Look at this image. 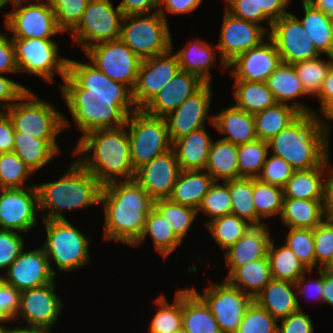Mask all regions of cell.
Instances as JSON below:
<instances>
[{"instance_id":"obj_53","label":"cell","mask_w":333,"mask_h":333,"mask_svg":"<svg viewBox=\"0 0 333 333\" xmlns=\"http://www.w3.org/2000/svg\"><path fill=\"white\" fill-rule=\"evenodd\" d=\"M277 324L269 312L252 301L235 333H277Z\"/></svg>"},{"instance_id":"obj_63","label":"cell","mask_w":333,"mask_h":333,"mask_svg":"<svg viewBox=\"0 0 333 333\" xmlns=\"http://www.w3.org/2000/svg\"><path fill=\"white\" fill-rule=\"evenodd\" d=\"M15 47L12 37L7 33H0V74L17 73Z\"/></svg>"},{"instance_id":"obj_51","label":"cell","mask_w":333,"mask_h":333,"mask_svg":"<svg viewBox=\"0 0 333 333\" xmlns=\"http://www.w3.org/2000/svg\"><path fill=\"white\" fill-rule=\"evenodd\" d=\"M221 184L220 181L219 183L214 182L197 210L198 214L202 212L209 216V219L204 221L205 225L215 218L231 214L232 200L229 193V181Z\"/></svg>"},{"instance_id":"obj_40","label":"cell","mask_w":333,"mask_h":333,"mask_svg":"<svg viewBox=\"0 0 333 333\" xmlns=\"http://www.w3.org/2000/svg\"><path fill=\"white\" fill-rule=\"evenodd\" d=\"M301 114L296 108L283 103H276L263 111L257 112L254 114L257 138L262 141H269Z\"/></svg>"},{"instance_id":"obj_49","label":"cell","mask_w":333,"mask_h":333,"mask_svg":"<svg viewBox=\"0 0 333 333\" xmlns=\"http://www.w3.org/2000/svg\"><path fill=\"white\" fill-rule=\"evenodd\" d=\"M238 168L241 178L256 179L269 153L268 143L257 139L238 146Z\"/></svg>"},{"instance_id":"obj_17","label":"cell","mask_w":333,"mask_h":333,"mask_svg":"<svg viewBox=\"0 0 333 333\" xmlns=\"http://www.w3.org/2000/svg\"><path fill=\"white\" fill-rule=\"evenodd\" d=\"M269 37L276 45L281 62L294 64L322 56L299 18L290 12L273 22Z\"/></svg>"},{"instance_id":"obj_7","label":"cell","mask_w":333,"mask_h":333,"mask_svg":"<svg viewBox=\"0 0 333 333\" xmlns=\"http://www.w3.org/2000/svg\"><path fill=\"white\" fill-rule=\"evenodd\" d=\"M20 136L57 139L70 121L49 101L39 99L30 89L5 111Z\"/></svg>"},{"instance_id":"obj_10","label":"cell","mask_w":333,"mask_h":333,"mask_svg":"<svg viewBox=\"0 0 333 333\" xmlns=\"http://www.w3.org/2000/svg\"><path fill=\"white\" fill-rule=\"evenodd\" d=\"M18 73H29L50 84L56 74L67 76L68 58L59 56L58 43L53 39L12 38Z\"/></svg>"},{"instance_id":"obj_2","label":"cell","mask_w":333,"mask_h":333,"mask_svg":"<svg viewBox=\"0 0 333 333\" xmlns=\"http://www.w3.org/2000/svg\"><path fill=\"white\" fill-rule=\"evenodd\" d=\"M153 202L135 179L103 186L104 239L133 246L143 233Z\"/></svg>"},{"instance_id":"obj_55","label":"cell","mask_w":333,"mask_h":333,"mask_svg":"<svg viewBox=\"0 0 333 333\" xmlns=\"http://www.w3.org/2000/svg\"><path fill=\"white\" fill-rule=\"evenodd\" d=\"M316 269L333 263V224L323 221L313 229Z\"/></svg>"},{"instance_id":"obj_74","label":"cell","mask_w":333,"mask_h":333,"mask_svg":"<svg viewBox=\"0 0 333 333\" xmlns=\"http://www.w3.org/2000/svg\"><path fill=\"white\" fill-rule=\"evenodd\" d=\"M10 321H4L0 320V333H10L11 328H7V326L4 325V323H8Z\"/></svg>"},{"instance_id":"obj_59","label":"cell","mask_w":333,"mask_h":333,"mask_svg":"<svg viewBox=\"0 0 333 333\" xmlns=\"http://www.w3.org/2000/svg\"><path fill=\"white\" fill-rule=\"evenodd\" d=\"M19 303L20 291L0 279V320L13 322Z\"/></svg>"},{"instance_id":"obj_35","label":"cell","mask_w":333,"mask_h":333,"mask_svg":"<svg viewBox=\"0 0 333 333\" xmlns=\"http://www.w3.org/2000/svg\"><path fill=\"white\" fill-rule=\"evenodd\" d=\"M304 17L299 19L317 50L323 55L333 56L332 18L323 11L302 0Z\"/></svg>"},{"instance_id":"obj_31","label":"cell","mask_w":333,"mask_h":333,"mask_svg":"<svg viewBox=\"0 0 333 333\" xmlns=\"http://www.w3.org/2000/svg\"><path fill=\"white\" fill-rule=\"evenodd\" d=\"M216 50L217 47L211 46L208 42L196 38L190 40L185 47L177 52L180 70L190 72L198 76L203 82L211 83V69L216 65ZM215 51V52H214Z\"/></svg>"},{"instance_id":"obj_33","label":"cell","mask_w":333,"mask_h":333,"mask_svg":"<svg viewBox=\"0 0 333 333\" xmlns=\"http://www.w3.org/2000/svg\"><path fill=\"white\" fill-rule=\"evenodd\" d=\"M58 145L56 139H37L20 136V132H15L13 152L34 174L60 155L61 150Z\"/></svg>"},{"instance_id":"obj_38","label":"cell","mask_w":333,"mask_h":333,"mask_svg":"<svg viewBox=\"0 0 333 333\" xmlns=\"http://www.w3.org/2000/svg\"><path fill=\"white\" fill-rule=\"evenodd\" d=\"M238 146L231 142L218 139L212 141L208 162L205 168L215 182L240 179L238 168Z\"/></svg>"},{"instance_id":"obj_39","label":"cell","mask_w":333,"mask_h":333,"mask_svg":"<svg viewBox=\"0 0 333 333\" xmlns=\"http://www.w3.org/2000/svg\"><path fill=\"white\" fill-rule=\"evenodd\" d=\"M146 236L152 238L155 251L163 259L168 258L167 256L182 244V241L175 235L165 218L154 207L149 211L143 233L133 247L142 244L146 240Z\"/></svg>"},{"instance_id":"obj_25","label":"cell","mask_w":333,"mask_h":333,"mask_svg":"<svg viewBox=\"0 0 333 333\" xmlns=\"http://www.w3.org/2000/svg\"><path fill=\"white\" fill-rule=\"evenodd\" d=\"M267 224L251 225L244 235L231 247L224 251L228 277L237 267L249 262L268 257V249L272 240Z\"/></svg>"},{"instance_id":"obj_57","label":"cell","mask_w":333,"mask_h":333,"mask_svg":"<svg viewBox=\"0 0 333 333\" xmlns=\"http://www.w3.org/2000/svg\"><path fill=\"white\" fill-rule=\"evenodd\" d=\"M225 9L235 17L260 25L266 23L270 32L273 22L262 12L258 11L257 0H224ZM269 27V28H268ZM269 29V30H268Z\"/></svg>"},{"instance_id":"obj_69","label":"cell","mask_w":333,"mask_h":333,"mask_svg":"<svg viewBox=\"0 0 333 333\" xmlns=\"http://www.w3.org/2000/svg\"><path fill=\"white\" fill-rule=\"evenodd\" d=\"M315 98L320 100V109L333 98V63L328 71V74L324 81L320 92L316 95Z\"/></svg>"},{"instance_id":"obj_4","label":"cell","mask_w":333,"mask_h":333,"mask_svg":"<svg viewBox=\"0 0 333 333\" xmlns=\"http://www.w3.org/2000/svg\"><path fill=\"white\" fill-rule=\"evenodd\" d=\"M267 143L269 153L295 171L314 169L329 157V138L318 113H302Z\"/></svg>"},{"instance_id":"obj_18","label":"cell","mask_w":333,"mask_h":333,"mask_svg":"<svg viewBox=\"0 0 333 333\" xmlns=\"http://www.w3.org/2000/svg\"><path fill=\"white\" fill-rule=\"evenodd\" d=\"M37 187L0 188V229L26 233L37 223Z\"/></svg>"},{"instance_id":"obj_32","label":"cell","mask_w":333,"mask_h":333,"mask_svg":"<svg viewBox=\"0 0 333 333\" xmlns=\"http://www.w3.org/2000/svg\"><path fill=\"white\" fill-rule=\"evenodd\" d=\"M214 182L205 170H181L169 199L198 210Z\"/></svg>"},{"instance_id":"obj_41","label":"cell","mask_w":333,"mask_h":333,"mask_svg":"<svg viewBox=\"0 0 333 333\" xmlns=\"http://www.w3.org/2000/svg\"><path fill=\"white\" fill-rule=\"evenodd\" d=\"M235 106L249 114H256L277 103L266 82L234 80Z\"/></svg>"},{"instance_id":"obj_50","label":"cell","mask_w":333,"mask_h":333,"mask_svg":"<svg viewBox=\"0 0 333 333\" xmlns=\"http://www.w3.org/2000/svg\"><path fill=\"white\" fill-rule=\"evenodd\" d=\"M33 175L13 151L0 153V188H27L36 186L26 181ZM26 183V184H25Z\"/></svg>"},{"instance_id":"obj_72","label":"cell","mask_w":333,"mask_h":333,"mask_svg":"<svg viewBox=\"0 0 333 333\" xmlns=\"http://www.w3.org/2000/svg\"><path fill=\"white\" fill-rule=\"evenodd\" d=\"M313 7L323 11L325 14L333 17V0H306Z\"/></svg>"},{"instance_id":"obj_44","label":"cell","mask_w":333,"mask_h":333,"mask_svg":"<svg viewBox=\"0 0 333 333\" xmlns=\"http://www.w3.org/2000/svg\"><path fill=\"white\" fill-rule=\"evenodd\" d=\"M253 200L257 213V225L265 224L266 222L262 218L281 216L284 200L283 188L253 178Z\"/></svg>"},{"instance_id":"obj_46","label":"cell","mask_w":333,"mask_h":333,"mask_svg":"<svg viewBox=\"0 0 333 333\" xmlns=\"http://www.w3.org/2000/svg\"><path fill=\"white\" fill-rule=\"evenodd\" d=\"M250 226L246 220L231 213L213 219L205 227L219 247L225 251L235 244Z\"/></svg>"},{"instance_id":"obj_61","label":"cell","mask_w":333,"mask_h":333,"mask_svg":"<svg viewBox=\"0 0 333 333\" xmlns=\"http://www.w3.org/2000/svg\"><path fill=\"white\" fill-rule=\"evenodd\" d=\"M277 333H314L313 321L303 310L278 321Z\"/></svg>"},{"instance_id":"obj_68","label":"cell","mask_w":333,"mask_h":333,"mask_svg":"<svg viewBox=\"0 0 333 333\" xmlns=\"http://www.w3.org/2000/svg\"><path fill=\"white\" fill-rule=\"evenodd\" d=\"M324 221L333 224V170L327 181L325 193H324Z\"/></svg>"},{"instance_id":"obj_54","label":"cell","mask_w":333,"mask_h":333,"mask_svg":"<svg viewBox=\"0 0 333 333\" xmlns=\"http://www.w3.org/2000/svg\"><path fill=\"white\" fill-rule=\"evenodd\" d=\"M55 13L57 26L70 32L81 20L89 0H47Z\"/></svg>"},{"instance_id":"obj_48","label":"cell","mask_w":333,"mask_h":333,"mask_svg":"<svg viewBox=\"0 0 333 333\" xmlns=\"http://www.w3.org/2000/svg\"><path fill=\"white\" fill-rule=\"evenodd\" d=\"M328 57V61L320 56L312 60L299 61L293 64L305 92L310 97H315L320 92L322 82L333 63V56Z\"/></svg>"},{"instance_id":"obj_28","label":"cell","mask_w":333,"mask_h":333,"mask_svg":"<svg viewBox=\"0 0 333 333\" xmlns=\"http://www.w3.org/2000/svg\"><path fill=\"white\" fill-rule=\"evenodd\" d=\"M266 84L272 91L277 103L291 105L301 113H317L311 107L297 101L296 98L305 97V92L293 64L281 62L268 77ZM293 102L292 104L288 102Z\"/></svg>"},{"instance_id":"obj_56","label":"cell","mask_w":333,"mask_h":333,"mask_svg":"<svg viewBox=\"0 0 333 333\" xmlns=\"http://www.w3.org/2000/svg\"><path fill=\"white\" fill-rule=\"evenodd\" d=\"M294 171L286 160L268 153L257 179L263 183L283 188Z\"/></svg>"},{"instance_id":"obj_75","label":"cell","mask_w":333,"mask_h":333,"mask_svg":"<svg viewBox=\"0 0 333 333\" xmlns=\"http://www.w3.org/2000/svg\"><path fill=\"white\" fill-rule=\"evenodd\" d=\"M9 4L7 0H0V10L6 7Z\"/></svg>"},{"instance_id":"obj_11","label":"cell","mask_w":333,"mask_h":333,"mask_svg":"<svg viewBox=\"0 0 333 333\" xmlns=\"http://www.w3.org/2000/svg\"><path fill=\"white\" fill-rule=\"evenodd\" d=\"M13 9L5 13V29L12 38L53 39L64 32L57 26L55 13L47 0H15Z\"/></svg>"},{"instance_id":"obj_47","label":"cell","mask_w":333,"mask_h":333,"mask_svg":"<svg viewBox=\"0 0 333 333\" xmlns=\"http://www.w3.org/2000/svg\"><path fill=\"white\" fill-rule=\"evenodd\" d=\"M229 193L232 200L231 213L257 225V213L253 200V178L229 180Z\"/></svg>"},{"instance_id":"obj_21","label":"cell","mask_w":333,"mask_h":333,"mask_svg":"<svg viewBox=\"0 0 333 333\" xmlns=\"http://www.w3.org/2000/svg\"><path fill=\"white\" fill-rule=\"evenodd\" d=\"M8 267L0 279L18 291L44 286L56 279L42 247L25 250Z\"/></svg>"},{"instance_id":"obj_64","label":"cell","mask_w":333,"mask_h":333,"mask_svg":"<svg viewBox=\"0 0 333 333\" xmlns=\"http://www.w3.org/2000/svg\"><path fill=\"white\" fill-rule=\"evenodd\" d=\"M203 0H160L158 12L167 20L166 13L187 14L196 11Z\"/></svg>"},{"instance_id":"obj_14","label":"cell","mask_w":333,"mask_h":333,"mask_svg":"<svg viewBox=\"0 0 333 333\" xmlns=\"http://www.w3.org/2000/svg\"><path fill=\"white\" fill-rule=\"evenodd\" d=\"M84 54L110 79L133 90L142 60L120 39L95 44Z\"/></svg>"},{"instance_id":"obj_12","label":"cell","mask_w":333,"mask_h":333,"mask_svg":"<svg viewBox=\"0 0 333 333\" xmlns=\"http://www.w3.org/2000/svg\"><path fill=\"white\" fill-rule=\"evenodd\" d=\"M113 6L110 0H89L81 20L69 32L83 52L95 44L119 39L124 15Z\"/></svg>"},{"instance_id":"obj_43","label":"cell","mask_w":333,"mask_h":333,"mask_svg":"<svg viewBox=\"0 0 333 333\" xmlns=\"http://www.w3.org/2000/svg\"><path fill=\"white\" fill-rule=\"evenodd\" d=\"M154 303L158 310L149 323V333H174L182 328V288L176 291L173 303L165 294H160Z\"/></svg>"},{"instance_id":"obj_19","label":"cell","mask_w":333,"mask_h":333,"mask_svg":"<svg viewBox=\"0 0 333 333\" xmlns=\"http://www.w3.org/2000/svg\"><path fill=\"white\" fill-rule=\"evenodd\" d=\"M211 89V83H205L177 109L164 117L171 142L204 127L207 120L210 125H213V114H209L213 98Z\"/></svg>"},{"instance_id":"obj_42","label":"cell","mask_w":333,"mask_h":333,"mask_svg":"<svg viewBox=\"0 0 333 333\" xmlns=\"http://www.w3.org/2000/svg\"><path fill=\"white\" fill-rule=\"evenodd\" d=\"M274 243L272 238L268 249L272 279L295 283L304 273H312L286 244L276 246Z\"/></svg>"},{"instance_id":"obj_45","label":"cell","mask_w":333,"mask_h":333,"mask_svg":"<svg viewBox=\"0 0 333 333\" xmlns=\"http://www.w3.org/2000/svg\"><path fill=\"white\" fill-rule=\"evenodd\" d=\"M153 207L165 218L175 235L183 242L197 218V210L178 204L169 198L154 201Z\"/></svg>"},{"instance_id":"obj_62","label":"cell","mask_w":333,"mask_h":333,"mask_svg":"<svg viewBox=\"0 0 333 333\" xmlns=\"http://www.w3.org/2000/svg\"><path fill=\"white\" fill-rule=\"evenodd\" d=\"M27 90V87L14 80L9 79L4 74H0V107L1 112L10 108ZM4 103V104H3Z\"/></svg>"},{"instance_id":"obj_5","label":"cell","mask_w":333,"mask_h":333,"mask_svg":"<svg viewBox=\"0 0 333 333\" xmlns=\"http://www.w3.org/2000/svg\"><path fill=\"white\" fill-rule=\"evenodd\" d=\"M67 169L55 181L36 184L42 220H66L65 211L100 205L99 181L76 159Z\"/></svg>"},{"instance_id":"obj_3","label":"cell","mask_w":333,"mask_h":333,"mask_svg":"<svg viewBox=\"0 0 333 333\" xmlns=\"http://www.w3.org/2000/svg\"><path fill=\"white\" fill-rule=\"evenodd\" d=\"M73 150L71 153L74 158L78 157L76 161L102 186L135 177L125 125L87 133L80 137Z\"/></svg>"},{"instance_id":"obj_60","label":"cell","mask_w":333,"mask_h":333,"mask_svg":"<svg viewBox=\"0 0 333 333\" xmlns=\"http://www.w3.org/2000/svg\"><path fill=\"white\" fill-rule=\"evenodd\" d=\"M318 277L314 280H306L307 273H304L301 277H299L295 282L296 294H297V302L300 310H303L301 304L299 302V298L308 297L312 299V301L322 302L323 300V268L318 269ZM307 281V282H306ZM306 295V296H305ZM300 296V297H299Z\"/></svg>"},{"instance_id":"obj_77","label":"cell","mask_w":333,"mask_h":333,"mask_svg":"<svg viewBox=\"0 0 333 333\" xmlns=\"http://www.w3.org/2000/svg\"><path fill=\"white\" fill-rule=\"evenodd\" d=\"M328 268L333 271V263Z\"/></svg>"},{"instance_id":"obj_29","label":"cell","mask_w":333,"mask_h":333,"mask_svg":"<svg viewBox=\"0 0 333 333\" xmlns=\"http://www.w3.org/2000/svg\"><path fill=\"white\" fill-rule=\"evenodd\" d=\"M212 138L205 126L172 142L181 170H205Z\"/></svg>"},{"instance_id":"obj_73","label":"cell","mask_w":333,"mask_h":333,"mask_svg":"<svg viewBox=\"0 0 333 333\" xmlns=\"http://www.w3.org/2000/svg\"><path fill=\"white\" fill-rule=\"evenodd\" d=\"M51 328L47 327H36V326H27L26 327H14L11 328L10 333H51Z\"/></svg>"},{"instance_id":"obj_76","label":"cell","mask_w":333,"mask_h":333,"mask_svg":"<svg viewBox=\"0 0 333 333\" xmlns=\"http://www.w3.org/2000/svg\"><path fill=\"white\" fill-rule=\"evenodd\" d=\"M174 333H187L185 329L182 327L181 329L175 331Z\"/></svg>"},{"instance_id":"obj_30","label":"cell","mask_w":333,"mask_h":333,"mask_svg":"<svg viewBox=\"0 0 333 333\" xmlns=\"http://www.w3.org/2000/svg\"><path fill=\"white\" fill-rule=\"evenodd\" d=\"M277 321L299 311L295 283L272 279L253 299Z\"/></svg>"},{"instance_id":"obj_36","label":"cell","mask_w":333,"mask_h":333,"mask_svg":"<svg viewBox=\"0 0 333 333\" xmlns=\"http://www.w3.org/2000/svg\"><path fill=\"white\" fill-rule=\"evenodd\" d=\"M323 202L284 198L280 220L288 228L314 229L324 221Z\"/></svg>"},{"instance_id":"obj_22","label":"cell","mask_w":333,"mask_h":333,"mask_svg":"<svg viewBox=\"0 0 333 333\" xmlns=\"http://www.w3.org/2000/svg\"><path fill=\"white\" fill-rule=\"evenodd\" d=\"M180 171L175 152L170 149L138 168L134 179L156 201L169 198Z\"/></svg>"},{"instance_id":"obj_65","label":"cell","mask_w":333,"mask_h":333,"mask_svg":"<svg viewBox=\"0 0 333 333\" xmlns=\"http://www.w3.org/2000/svg\"><path fill=\"white\" fill-rule=\"evenodd\" d=\"M160 0H122L118 7L123 15L158 12Z\"/></svg>"},{"instance_id":"obj_70","label":"cell","mask_w":333,"mask_h":333,"mask_svg":"<svg viewBox=\"0 0 333 333\" xmlns=\"http://www.w3.org/2000/svg\"><path fill=\"white\" fill-rule=\"evenodd\" d=\"M323 303L333 308V271L323 268Z\"/></svg>"},{"instance_id":"obj_15","label":"cell","mask_w":333,"mask_h":333,"mask_svg":"<svg viewBox=\"0 0 333 333\" xmlns=\"http://www.w3.org/2000/svg\"><path fill=\"white\" fill-rule=\"evenodd\" d=\"M263 25L235 17L224 8L220 38L216 44L223 69H228V64L239 54L259 46L265 37H269V31Z\"/></svg>"},{"instance_id":"obj_58","label":"cell","mask_w":333,"mask_h":333,"mask_svg":"<svg viewBox=\"0 0 333 333\" xmlns=\"http://www.w3.org/2000/svg\"><path fill=\"white\" fill-rule=\"evenodd\" d=\"M22 234L0 229V270H7L25 248ZM1 276V272H0Z\"/></svg>"},{"instance_id":"obj_27","label":"cell","mask_w":333,"mask_h":333,"mask_svg":"<svg viewBox=\"0 0 333 333\" xmlns=\"http://www.w3.org/2000/svg\"><path fill=\"white\" fill-rule=\"evenodd\" d=\"M225 135L221 139L237 146L257 140L255 118L253 114L237 108L235 105L223 108L213 114V125Z\"/></svg>"},{"instance_id":"obj_52","label":"cell","mask_w":333,"mask_h":333,"mask_svg":"<svg viewBox=\"0 0 333 333\" xmlns=\"http://www.w3.org/2000/svg\"><path fill=\"white\" fill-rule=\"evenodd\" d=\"M286 244L308 270L316 267L313 229L288 228Z\"/></svg>"},{"instance_id":"obj_6","label":"cell","mask_w":333,"mask_h":333,"mask_svg":"<svg viewBox=\"0 0 333 333\" xmlns=\"http://www.w3.org/2000/svg\"><path fill=\"white\" fill-rule=\"evenodd\" d=\"M46 230V240L42 248L49 260L52 272L57 273L51 262L56 264L59 272L69 273L91 263L89 245L90 237L77 229L70 221L42 220ZM52 260V261H51Z\"/></svg>"},{"instance_id":"obj_34","label":"cell","mask_w":333,"mask_h":333,"mask_svg":"<svg viewBox=\"0 0 333 333\" xmlns=\"http://www.w3.org/2000/svg\"><path fill=\"white\" fill-rule=\"evenodd\" d=\"M182 327L187 333H221L205 302L191 289H182Z\"/></svg>"},{"instance_id":"obj_67","label":"cell","mask_w":333,"mask_h":333,"mask_svg":"<svg viewBox=\"0 0 333 333\" xmlns=\"http://www.w3.org/2000/svg\"><path fill=\"white\" fill-rule=\"evenodd\" d=\"M15 130L6 112H0V153L12 152L14 149Z\"/></svg>"},{"instance_id":"obj_37","label":"cell","mask_w":333,"mask_h":333,"mask_svg":"<svg viewBox=\"0 0 333 333\" xmlns=\"http://www.w3.org/2000/svg\"><path fill=\"white\" fill-rule=\"evenodd\" d=\"M226 280L254 299L272 280L268 257L237 267Z\"/></svg>"},{"instance_id":"obj_66","label":"cell","mask_w":333,"mask_h":333,"mask_svg":"<svg viewBox=\"0 0 333 333\" xmlns=\"http://www.w3.org/2000/svg\"><path fill=\"white\" fill-rule=\"evenodd\" d=\"M258 11H262L272 22L288 14L291 0H257Z\"/></svg>"},{"instance_id":"obj_20","label":"cell","mask_w":333,"mask_h":333,"mask_svg":"<svg viewBox=\"0 0 333 333\" xmlns=\"http://www.w3.org/2000/svg\"><path fill=\"white\" fill-rule=\"evenodd\" d=\"M55 285L53 280L44 286L21 291L19 309L13 321L22 318L27 326H55L64 306L56 293Z\"/></svg>"},{"instance_id":"obj_23","label":"cell","mask_w":333,"mask_h":333,"mask_svg":"<svg viewBox=\"0 0 333 333\" xmlns=\"http://www.w3.org/2000/svg\"><path fill=\"white\" fill-rule=\"evenodd\" d=\"M280 63L276 45L267 37L266 42L239 54L228 64V70L234 80L266 82Z\"/></svg>"},{"instance_id":"obj_8","label":"cell","mask_w":333,"mask_h":333,"mask_svg":"<svg viewBox=\"0 0 333 333\" xmlns=\"http://www.w3.org/2000/svg\"><path fill=\"white\" fill-rule=\"evenodd\" d=\"M168 23L159 12L125 15L119 39L141 60L161 55L173 44Z\"/></svg>"},{"instance_id":"obj_26","label":"cell","mask_w":333,"mask_h":333,"mask_svg":"<svg viewBox=\"0 0 333 333\" xmlns=\"http://www.w3.org/2000/svg\"><path fill=\"white\" fill-rule=\"evenodd\" d=\"M329 158L314 169L294 171L283 187L284 198L324 201L326 184L333 170Z\"/></svg>"},{"instance_id":"obj_13","label":"cell","mask_w":333,"mask_h":333,"mask_svg":"<svg viewBox=\"0 0 333 333\" xmlns=\"http://www.w3.org/2000/svg\"><path fill=\"white\" fill-rule=\"evenodd\" d=\"M191 289L205 302L219 326L221 333H235L244 313L253 299L226 279L221 283H211L204 293Z\"/></svg>"},{"instance_id":"obj_1","label":"cell","mask_w":333,"mask_h":333,"mask_svg":"<svg viewBox=\"0 0 333 333\" xmlns=\"http://www.w3.org/2000/svg\"><path fill=\"white\" fill-rule=\"evenodd\" d=\"M59 84L81 137L95 130L118 128L136 110L132 91L114 81L90 61L68 59L67 76Z\"/></svg>"},{"instance_id":"obj_16","label":"cell","mask_w":333,"mask_h":333,"mask_svg":"<svg viewBox=\"0 0 333 333\" xmlns=\"http://www.w3.org/2000/svg\"><path fill=\"white\" fill-rule=\"evenodd\" d=\"M173 49L171 45L168 52L141 61L132 90V100L136 109H143L180 70Z\"/></svg>"},{"instance_id":"obj_24","label":"cell","mask_w":333,"mask_h":333,"mask_svg":"<svg viewBox=\"0 0 333 333\" xmlns=\"http://www.w3.org/2000/svg\"><path fill=\"white\" fill-rule=\"evenodd\" d=\"M204 84L205 82L198 76L179 70L169 84L162 88L143 110L153 116L165 117L196 93Z\"/></svg>"},{"instance_id":"obj_9","label":"cell","mask_w":333,"mask_h":333,"mask_svg":"<svg viewBox=\"0 0 333 333\" xmlns=\"http://www.w3.org/2000/svg\"><path fill=\"white\" fill-rule=\"evenodd\" d=\"M125 126L128 127L131 163L134 171L156 156L172 149L164 117L153 116L143 109H136L128 116Z\"/></svg>"},{"instance_id":"obj_71","label":"cell","mask_w":333,"mask_h":333,"mask_svg":"<svg viewBox=\"0 0 333 333\" xmlns=\"http://www.w3.org/2000/svg\"><path fill=\"white\" fill-rule=\"evenodd\" d=\"M320 114L324 117L322 118L320 116V120L322 121V126L323 129L326 131L327 136L329 138V131L331 128V123H329L328 121L332 120L333 121V98L331 100H329L321 109H320ZM325 119H327L328 121H326Z\"/></svg>"}]
</instances>
